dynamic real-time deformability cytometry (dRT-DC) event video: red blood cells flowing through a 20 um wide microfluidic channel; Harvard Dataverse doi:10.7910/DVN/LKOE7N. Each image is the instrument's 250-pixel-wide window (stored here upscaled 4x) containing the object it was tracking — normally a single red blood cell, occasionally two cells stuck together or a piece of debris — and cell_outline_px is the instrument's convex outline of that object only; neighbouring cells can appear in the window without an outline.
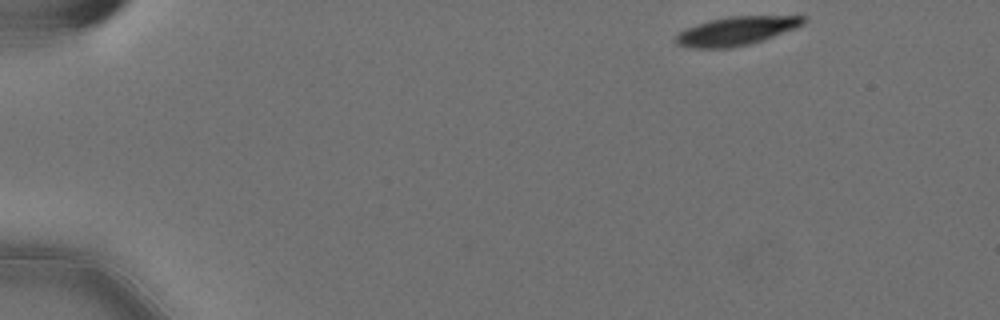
{"species": "Egyptian fruit bat (a non-hibernating species)", "species_latin": "Rousettus aegyptiacus", "temperature_condition": "cold", "stored_images_in_passage": 51, "camera_frame_rate_fps": 3000, "um_per_image_px": 0.085, "animal": {"sex": "female"}, "frame": {"image": 1, "passage_image": 1, "time_ms": 0.0, "image_size_px": [1000, 320], "cell_outline_px": [[804, 24], [796, 28], [764, 40], [748, 44], [728, 48], [692, 48], [676, 44], [676, 36], [680, 32], [688, 28], [708, 20], [732, 16], [804, 16]], "centroid_in_image_um": [62.6, 2.63], "position_along_channel_um": 22.4, "area_um2": 21.04}}
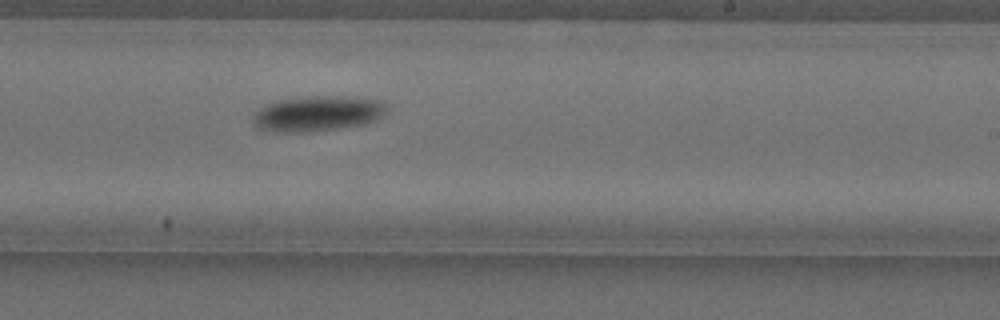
{"frame": {"image": 2, "passage_image": 30, "time_ms": 9.667, "image_size_px": [1000, 320], "cell_outline_px": [[388, 108], [376, 120], [364, 124], [336, 128], [304, 132], [272, 132], [256, 128], [252, 120], [252, 112], [264, 104], [276, 100], [316, 96], [344, 96], [380, 100], [388, 104]], "centroid_in_image_um": [26.92, 9.65], "position_along_channel_um": 262.1, "area_um2": 27.8}}
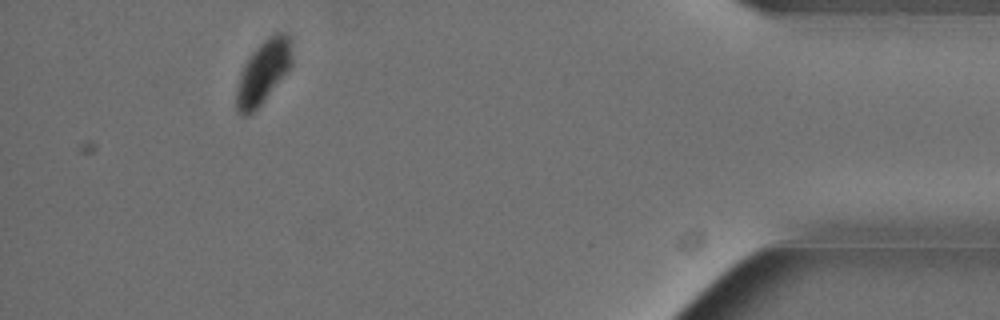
{"frame": {"image": 3, "passage_image": 47, "time_ms": 15.333, "image_size_px": [1000, 320], "cell_outline_px": [[292, 64], [288, 72], [264, 100], [252, 112], [244, 116], [236, 112], [236, 88], [240, 72], [248, 56], [268, 36], [276, 32], [284, 32], [288, 36], [292, 56]], "centroid_in_image_um": [22.35, 6.13], "position_along_channel_um": 412.8, "area_um2": 20.46}, "authors_computed_cell_mechanics": {"area_um2": 24.276, "velocity_mm_per_s": 3.5462, "shape_relaxation_time_tau1_ms": 1.8028, "shape_relaxation_time_tau2_ms": null, "deformation_change_tau1": 0.1163, "deformation_change_tau2": null}}